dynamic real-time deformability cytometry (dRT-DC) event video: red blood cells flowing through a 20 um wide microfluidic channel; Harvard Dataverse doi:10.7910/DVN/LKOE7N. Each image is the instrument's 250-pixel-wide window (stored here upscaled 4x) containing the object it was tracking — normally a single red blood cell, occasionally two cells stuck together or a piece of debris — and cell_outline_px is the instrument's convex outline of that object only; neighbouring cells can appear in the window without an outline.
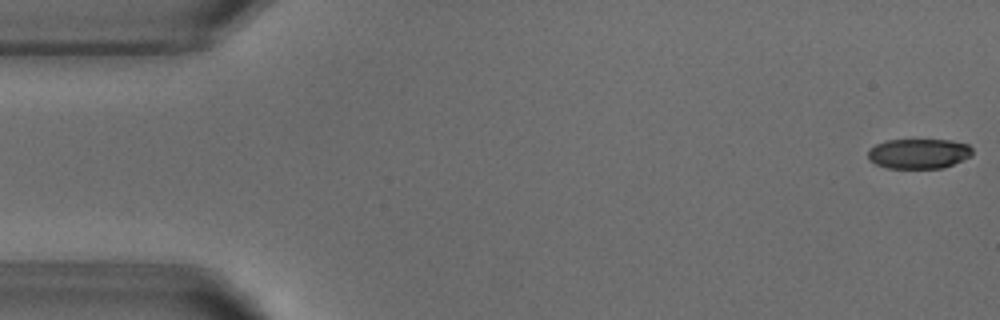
{"species": "common noctule bat (a hibernating species)", "species_latin": "Nyctalus noctula", "temperature_condition": "warm", "stored_images_in_passage": 52, "camera_frame_rate_fps": 3000, "um_per_image_px": 0.085, "animal": {"sex": "male", "body_mass_g": 18.8}, "frame": {"image": 1, "passage_image": 1, "time_ms": 0.0, "image_size_px": [1000, 320], "cell_outline_px": [[972, 156], [944, 168], [888, 168], [876, 164], [868, 160], [868, 148], [876, 144], [888, 140], [952, 140], [968, 144], [972, 148]], "centroid_in_image_um": [78.09, 13.06], "position_along_channel_um": 6.9, "area_um2": 18.38}}
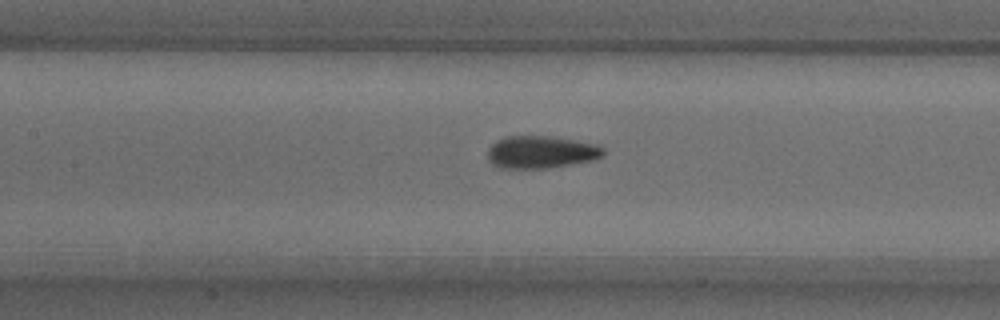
{"frame": {"image": 2, "passage_image": 23, "time_ms": 7.333, "image_size_px": [1000, 320], "cell_outline_px": [[604, 156], [596, 160], [548, 168], [500, 168], [492, 164], [488, 160], [488, 148], [496, 140], [504, 136], [548, 136], [600, 144], [604, 148]], "centroid_in_image_um": [46.01, 12.93], "position_along_channel_um": 161.4, "area_um2": 22.2}}
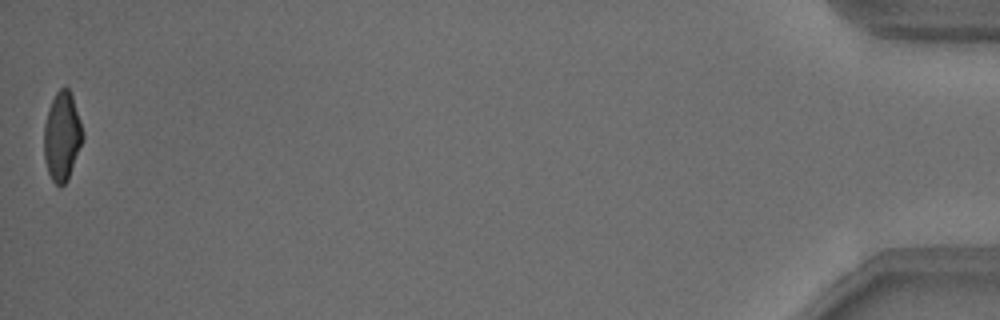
{"frame": {"image": 3, "passage_image": 52, "time_ms": 17.0, "image_size_px": [1000, 320], "cell_outline_px": [[84, 136], [68, 180], [60, 188], [52, 180], [48, 172], [44, 160], [44, 124], [48, 108], [56, 92], [60, 88], [68, 88], [72, 96], [80, 120]], "centroid_in_image_um": [5.26, 11.61], "position_along_channel_um": 429.9, "area_um2": 20.0}, "authors_computed_cell_mechanics": {"area_um2": 21.2993, "velocity_mm_per_s": 3.8275, "shape_relaxation_time_tau1_ms": 4.0254, "shape_relaxation_time_tau2_ms": 1.2571, "deformation_change_tau1": 0.1675, "deformation_change_tau2": 0.0731}}